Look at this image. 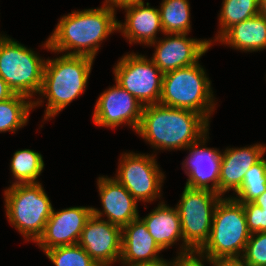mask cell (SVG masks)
<instances>
[{"label":"cell","mask_w":266,"mask_h":266,"mask_svg":"<svg viewBox=\"0 0 266 266\" xmlns=\"http://www.w3.org/2000/svg\"><path fill=\"white\" fill-rule=\"evenodd\" d=\"M41 98L37 101L30 100L22 94H14L8 100L0 102V133L15 131L24 127L29 120L30 110L42 105Z\"/></svg>","instance_id":"cell-22"},{"label":"cell","mask_w":266,"mask_h":266,"mask_svg":"<svg viewBox=\"0 0 266 266\" xmlns=\"http://www.w3.org/2000/svg\"><path fill=\"white\" fill-rule=\"evenodd\" d=\"M240 260L247 266H266V232L251 234Z\"/></svg>","instance_id":"cell-28"},{"label":"cell","mask_w":266,"mask_h":266,"mask_svg":"<svg viewBox=\"0 0 266 266\" xmlns=\"http://www.w3.org/2000/svg\"><path fill=\"white\" fill-rule=\"evenodd\" d=\"M164 34H188L191 30L188 0H162L159 8Z\"/></svg>","instance_id":"cell-23"},{"label":"cell","mask_w":266,"mask_h":266,"mask_svg":"<svg viewBox=\"0 0 266 266\" xmlns=\"http://www.w3.org/2000/svg\"><path fill=\"white\" fill-rule=\"evenodd\" d=\"M97 186L103 211L93 207L94 216L101 218L104 214L108 222L121 228L140 217L137 210L138 201L117 179L100 176Z\"/></svg>","instance_id":"cell-16"},{"label":"cell","mask_w":266,"mask_h":266,"mask_svg":"<svg viewBox=\"0 0 266 266\" xmlns=\"http://www.w3.org/2000/svg\"><path fill=\"white\" fill-rule=\"evenodd\" d=\"M198 256V257H197ZM205 258L196 252L190 253L187 255H180L173 260V266H205Z\"/></svg>","instance_id":"cell-30"},{"label":"cell","mask_w":266,"mask_h":266,"mask_svg":"<svg viewBox=\"0 0 266 266\" xmlns=\"http://www.w3.org/2000/svg\"><path fill=\"white\" fill-rule=\"evenodd\" d=\"M253 203H255L256 205H258L262 210L266 209V191L260 195L259 197H257Z\"/></svg>","instance_id":"cell-35"},{"label":"cell","mask_w":266,"mask_h":266,"mask_svg":"<svg viewBox=\"0 0 266 266\" xmlns=\"http://www.w3.org/2000/svg\"><path fill=\"white\" fill-rule=\"evenodd\" d=\"M14 92L8 87L7 83L0 77V102L8 100Z\"/></svg>","instance_id":"cell-33"},{"label":"cell","mask_w":266,"mask_h":266,"mask_svg":"<svg viewBox=\"0 0 266 266\" xmlns=\"http://www.w3.org/2000/svg\"><path fill=\"white\" fill-rule=\"evenodd\" d=\"M115 82L132 94L142 105L159 104L163 73L142 54L121 57L113 68Z\"/></svg>","instance_id":"cell-9"},{"label":"cell","mask_w":266,"mask_h":266,"mask_svg":"<svg viewBox=\"0 0 266 266\" xmlns=\"http://www.w3.org/2000/svg\"><path fill=\"white\" fill-rule=\"evenodd\" d=\"M115 179L137 200L152 202L161 197L165 175L155 155L128 152L121 155Z\"/></svg>","instance_id":"cell-10"},{"label":"cell","mask_w":266,"mask_h":266,"mask_svg":"<svg viewBox=\"0 0 266 266\" xmlns=\"http://www.w3.org/2000/svg\"><path fill=\"white\" fill-rule=\"evenodd\" d=\"M266 152V145L255 144L242 148H226L221 153L219 195L241 187L246 172L259 162Z\"/></svg>","instance_id":"cell-17"},{"label":"cell","mask_w":266,"mask_h":266,"mask_svg":"<svg viewBox=\"0 0 266 266\" xmlns=\"http://www.w3.org/2000/svg\"><path fill=\"white\" fill-rule=\"evenodd\" d=\"M251 236L243 204L221 198L216 205L209 238L197 254L212 261L240 260Z\"/></svg>","instance_id":"cell-4"},{"label":"cell","mask_w":266,"mask_h":266,"mask_svg":"<svg viewBox=\"0 0 266 266\" xmlns=\"http://www.w3.org/2000/svg\"><path fill=\"white\" fill-rule=\"evenodd\" d=\"M162 249L148 232L147 226L138 217L122 228L120 260L123 266L159 259Z\"/></svg>","instance_id":"cell-19"},{"label":"cell","mask_w":266,"mask_h":266,"mask_svg":"<svg viewBox=\"0 0 266 266\" xmlns=\"http://www.w3.org/2000/svg\"><path fill=\"white\" fill-rule=\"evenodd\" d=\"M115 11L107 5L72 11L60 18L56 28L42 46L58 54L67 52L64 54L95 59L101 42L111 33L118 31Z\"/></svg>","instance_id":"cell-1"},{"label":"cell","mask_w":266,"mask_h":266,"mask_svg":"<svg viewBox=\"0 0 266 266\" xmlns=\"http://www.w3.org/2000/svg\"><path fill=\"white\" fill-rule=\"evenodd\" d=\"M94 59L82 55H66L46 59L42 87L39 92L47 99L44 120L59 114L85 92Z\"/></svg>","instance_id":"cell-3"},{"label":"cell","mask_w":266,"mask_h":266,"mask_svg":"<svg viewBox=\"0 0 266 266\" xmlns=\"http://www.w3.org/2000/svg\"><path fill=\"white\" fill-rule=\"evenodd\" d=\"M143 105L117 83L98 97L93 122L100 127L116 128L125 123L136 132L140 124Z\"/></svg>","instance_id":"cell-11"},{"label":"cell","mask_w":266,"mask_h":266,"mask_svg":"<svg viewBox=\"0 0 266 266\" xmlns=\"http://www.w3.org/2000/svg\"><path fill=\"white\" fill-rule=\"evenodd\" d=\"M205 259V261H208L212 266H247L241 260H220L215 262L207 258Z\"/></svg>","instance_id":"cell-34"},{"label":"cell","mask_w":266,"mask_h":266,"mask_svg":"<svg viewBox=\"0 0 266 266\" xmlns=\"http://www.w3.org/2000/svg\"><path fill=\"white\" fill-rule=\"evenodd\" d=\"M93 207L53 208L42 235L35 242L44 252L58 246L79 243L82 230L91 217Z\"/></svg>","instance_id":"cell-14"},{"label":"cell","mask_w":266,"mask_h":266,"mask_svg":"<svg viewBox=\"0 0 266 266\" xmlns=\"http://www.w3.org/2000/svg\"><path fill=\"white\" fill-rule=\"evenodd\" d=\"M44 165L40 153L30 149L16 151L10 162V169L15 178L12 184L39 183L37 179L43 172Z\"/></svg>","instance_id":"cell-25"},{"label":"cell","mask_w":266,"mask_h":266,"mask_svg":"<svg viewBox=\"0 0 266 266\" xmlns=\"http://www.w3.org/2000/svg\"><path fill=\"white\" fill-rule=\"evenodd\" d=\"M46 60L18 41L0 34V77L14 94L30 99L42 87ZM35 93V94H34Z\"/></svg>","instance_id":"cell-7"},{"label":"cell","mask_w":266,"mask_h":266,"mask_svg":"<svg viewBox=\"0 0 266 266\" xmlns=\"http://www.w3.org/2000/svg\"><path fill=\"white\" fill-rule=\"evenodd\" d=\"M121 243L122 228L92 214L78 244L99 266H111L120 260Z\"/></svg>","instance_id":"cell-13"},{"label":"cell","mask_w":266,"mask_h":266,"mask_svg":"<svg viewBox=\"0 0 266 266\" xmlns=\"http://www.w3.org/2000/svg\"><path fill=\"white\" fill-rule=\"evenodd\" d=\"M206 70L197 62L163 74L159 104L195 111L208 121L215 110V98Z\"/></svg>","instance_id":"cell-5"},{"label":"cell","mask_w":266,"mask_h":266,"mask_svg":"<svg viewBox=\"0 0 266 266\" xmlns=\"http://www.w3.org/2000/svg\"><path fill=\"white\" fill-rule=\"evenodd\" d=\"M217 41L246 52L266 49V18L258 14L239 22L230 27Z\"/></svg>","instance_id":"cell-21"},{"label":"cell","mask_w":266,"mask_h":266,"mask_svg":"<svg viewBox=\"0 0 266 266\" xmlns=\"http://www.w3.org/2000/svg\"><path fill=\"white\" fill-rule=\"evenodd\" d=\"M222 198L216 192L206 189L184 187L178 210L183 243L178 256L197 253L207 242L217 203Z\"/></svg>","instance_id":"cell-8"},{"label":"cell","mask_w":266,"mask_h":266,"mask_svg":"<svg viewBox=\"0 0 266 266\" xmlns=\"http://www.w3.org/2000/svg\"><path fill=\"white\" fill-rule=\"evenodd\" d=\"M266 191V159L254 164L244 175L241 187L232 196L240 203L253 202Z\"/></svg>","instance_id":"cell-26"},{"label":"cell","mask_w":266,"mask_h":266,"mask_svg":"<svg viewBox=\"0 0 266 266\" xmlns=\"http://www.w3.org/2000/svg\"><path fill=\"white\" fill-rule=\"evenodd\" d=\"M6 216L25 240L34 243L52 214L48 195L39 183L12 184L4 191Z\"/></svg>","instance_id":"cell-6"},{"label":"cell","mask_w":266,"mask_h":266,"mask_svg":"<svg viewBox=\"0 0 266 266\" xmlns=\"http://www.w3.org/2000/svg\"><path fill=\"white\" fill-rule=\"evenodd\" d=\"M165 35L164 39L149 44L155 45L151 60L163 74L196 64L211 47L209 39L188 38V34Z\"/></svg>","instance_id":"cell-12"},{"label":"cell","mask_w":266,"mask_h":266,"mask_svg":"<svg viewBox=\"0 0 266 266\" xmlns=\"http://www.w3.org/2000/svg\"><path fill=\"white\" fill-rule=\"evenodd\" d=\"M209 124L195 111L153 104L143 107L136 133L154 149L181 150L209 134Z\"/></svg>","instance_id":"cell-2"},{"label":"cell","mask_w":266,"mask_h":266,"mask_svg":"<svg viewBox=\"0 0 266 266\" xmlns=\"http://www.w3.org/2000/svg\"><path fill=\"white\" fill-rule=\"evenodd\" d=\"M259 15L266 18V0H259Z\"/></svg>","instance_id":"cell-36"},{"label":"cell","mask_w":266,"mask_h":266,"mask_svg":"<svg viewBox=\"0 0 266 266\" xmlns=\"http://www.w3.org/2000/svg\"><path fill=\"white\" fill-rule=\"evenodd\" d=\"M246 216V222L251 234L266 232V209L262 210L253 202L242 203Z\"/></svg>","instance_id":"cell-29"},{"label":"cell","mask_w":266,"mask_h":266,"mask_svg":"<svg viewBox=\"0 0 266 266\" xmlns=\"http://www.w3.org/2000/svg\"><path fill=\"white\" fill-rule=\"evenodd\" d=\"M144 2L143 0H105L104 5L116 10V8H123L128 5Z\"/></svg>","instance_id":"cell-31"},{"label":"cell","mask_w":266,"mask_h":266,"mask_svg":"<svg viewBox=\"0 0 266 266\" xmlns=\"http://www.w3.org/2000/svg\"><path fill=\"white\" fill-rule=\"evenodd\" d=\"M55 266H99L78 243L44 252Z\"/></svg>","instance_id":"cell-27"},{"label":"cell","mask_w":266,"mask_h":266,"mask_svg":"<svg viewBox=\"0 0 266 266\" xmlns=\"http://www.w3.org/2000/svg\"><path fill=\"white\" fill-rule=\"evenodd\" d=\"M259 14V0H223L219 16V31L212 45L233 25Z\"/></svg>","instance_id":"cell-24"},{"label":"cell","mask_w":266,"mask_h":266,"mask_svg":"<svg viewBox=\"0 0 266 266\" xmlns=\"http://www.w3.org/2000/svg\"><path fill=\"white\" fill-rule=\"evenodd\" d=\"M206 134L186 149L189 150L182 168L188 176L186 187L206 189L219 194L221 151L204 146L209 137ZM211 183V185H210Z\"/></svg>","instance_id":"cell-15"},{"label":"cell","mask_w":266,"mask_h":266,"mask_svg":"<svg viewBox=\"0 0 266 266\" xmlns=\"http://www.w3.org/2000/svg\"><path fill=\"white\" fill-rule=\"evenodd\" d=\"M158 246L164 250L178 240L183 241L181 222L177 208L167 206L163 201L143 219Z\"/></svg>","instance_id":"cell-20"},{"label":"cell","mask_w":266,"mask_h":266,"mask_svg":"<svg viewBox=\"0 0 266 266\" xmlns=\"http://www.w3.org/2000/svg\"><path fill=\"white\" fill-rule=\"evenodd\" d=\"M126 19L122 23L118 21V31L129 40V43H140L148 46L157 40L156 34L161 31L164 34L159 9L150 7L149 2L137 3L125 6Z\"/></svg>","instance_id":"cell-18"},{"label":"cell","mask_w":266,"mask_h":266,"mask_svg":"<svg viewBox=\"0 0 266 266\" xmlns=\"http://www.w3.org/2000/svg\"><path fill=\"white\" fill-rule=\"evenodd\" d=\"M130 266H173V261L169 262L166 259L159 258L152 261L135 263Z\"/></svg>","instance_id":"cell-32"}]
</instances>
